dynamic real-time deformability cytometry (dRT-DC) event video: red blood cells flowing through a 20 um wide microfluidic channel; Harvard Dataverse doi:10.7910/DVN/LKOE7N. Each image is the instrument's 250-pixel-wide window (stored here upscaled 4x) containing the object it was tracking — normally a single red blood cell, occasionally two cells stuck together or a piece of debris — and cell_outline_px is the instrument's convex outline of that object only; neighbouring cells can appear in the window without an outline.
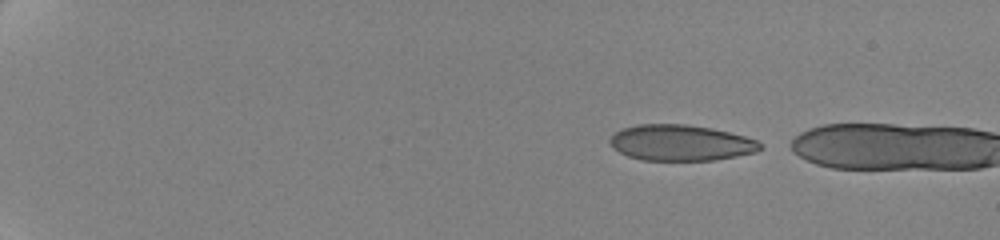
{"species": "human", "species_latin": "Homo sapiens", "temperature_condition": "cold", "stored_images_in_passage": 4, "camera_frame_rate_fps": 3000, "um_per_image_px": 0.085, "donor": {"sex": "female"}, "frame": {"image": 1, "passage_image": 1, "time_ms": 0.0, "image_size_px": [1000, 240], "cell_outline_px": [[764, 148], [756, 152], [736, 156], [712, 160], [644, 160], [628, 156], [612, 148], [608, 140], [616, 132], [624, 128], [640, 124], [684, 124], [712, 128], [744, 136], [756, 140]], "centroid_in_image_um": [57.86, 12.14], "position_along_channel_um": 27.1, "area_um2": 31.27}}